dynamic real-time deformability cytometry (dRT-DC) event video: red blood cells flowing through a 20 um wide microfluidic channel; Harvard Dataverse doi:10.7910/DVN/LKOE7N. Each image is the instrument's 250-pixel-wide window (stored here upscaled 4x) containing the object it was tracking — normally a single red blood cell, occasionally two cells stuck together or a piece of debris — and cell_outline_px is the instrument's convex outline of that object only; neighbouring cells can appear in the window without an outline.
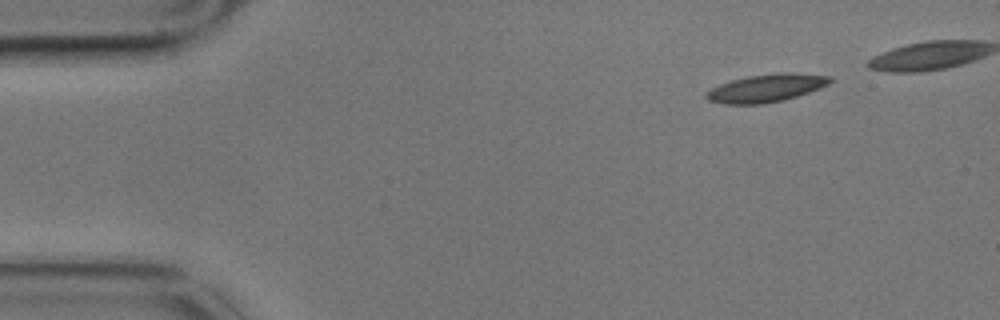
{"species": "common noctule bat (a hibernating species)", "species_latin": "Nyctalus noctula", "temperature_condition": "cold", "stored_images_in_passage": 5, "camera_frame_rate_fps": 3000, "um_per_image_px": 0.085, "animal": {"sex": "male", "body_mass_g": 17.9}, "frame": {"image": 1, "passage_image": 1, "time_ms": 0.0, "image_size_px": [1000, 320], "cell_outline_px": [[836, 80], [820, 88], [784, 100], [760, 104], [724, 104], [708, 100], [704, 96], [704, 92], [720, 84], [732, 80], [748, 76], [784, 72], [796, 72], [832, 76]], "centroid_in_image_um": [65.16, 7.48], "position_along_channel_um": 19.8, "area_um2": 20.23}}